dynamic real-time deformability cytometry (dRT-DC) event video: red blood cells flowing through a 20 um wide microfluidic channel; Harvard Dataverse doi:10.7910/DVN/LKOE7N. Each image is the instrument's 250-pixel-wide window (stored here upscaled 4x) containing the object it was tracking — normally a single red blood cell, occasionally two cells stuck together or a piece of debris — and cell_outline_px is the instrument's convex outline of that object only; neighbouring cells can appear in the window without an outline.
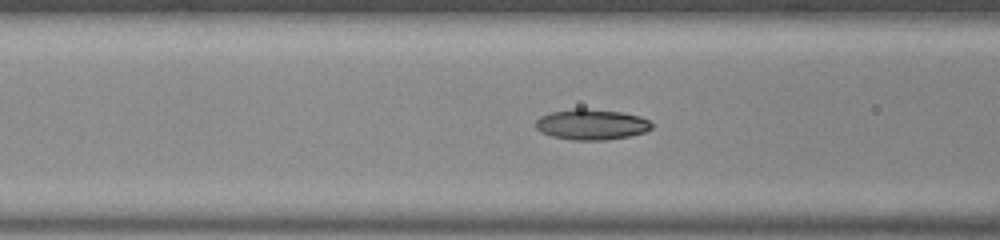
{"species": "common noctule bat (a hibernating species)", "species_latin": "Nyctalus noctula", "temperature_condition": "room temperature", "stored_images_in_passage": 37, "camera_frame_rate_fps": 3000, "um_per_image_px": 0.085, "animal": {"sex": "male", "body_mass_g": 20.0, "forearm_length_mm": 53.3}, "frame": {"image": 1, "passage_image": 22, "time_ms": 7.0, "image_size_px": [1000, 240], "cell_outline_px": [[652, 128], [644, 132], [628, 136], [608, 140], [572, 140], [552, 136], [540, 132], [536, 128], [536, 120], [540, 116], [552, 112], [576, 108], [584, 108], [620, 112], [640, 116], [648, 120], [652, 124]], "centroid_in_image_um": [50.26, 10.58], "position_along_channel_um": 116.3, "area_um2": 20.63}}
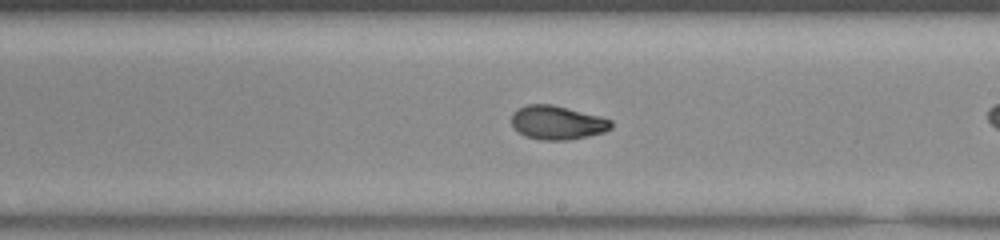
{"frame": {"image": 2, "passage_image": 32, "time_ms": 10.333, "image_size_px": [1000, 240], "cell_outline_px": [[612, 128], [604, 132], [588, 136], [568, 140], [540, 140], [524, 136], [512, 124], [512, 112], [528, 104], [552, 104], [600, 116], [612, 120]], "centroid_in_image_um": [47.39, 10.42], "position_along_channel_um": 241.6, "area_um2": 19.59}}